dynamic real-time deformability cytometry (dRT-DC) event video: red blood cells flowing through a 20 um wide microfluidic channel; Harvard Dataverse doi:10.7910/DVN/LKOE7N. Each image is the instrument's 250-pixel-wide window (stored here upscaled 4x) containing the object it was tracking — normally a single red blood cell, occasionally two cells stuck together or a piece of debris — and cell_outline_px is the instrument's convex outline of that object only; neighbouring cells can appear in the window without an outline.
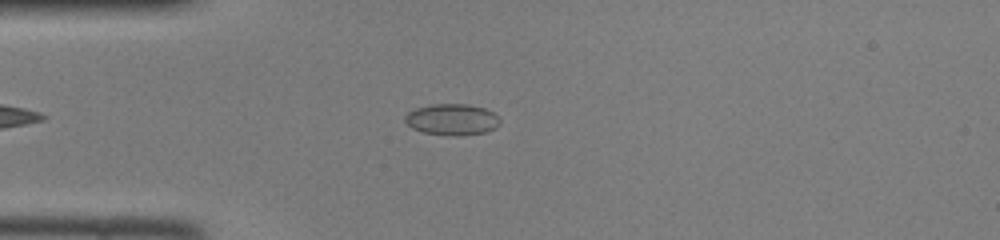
{"species": "common noctule bat (a hibernating species)", "species_latin": "Nyctalus noctula", "temperature_condition": "room temperature", "stored_images_in_passage": 40, "camera_frame_rate_fps": 3000, "um_per_image_px": 0.085, "animal": {"sex": "female", "body_mass_g": 22.0, "forearm_length_mm": 56.7}, "frame": {"image": 1, "passage_image": 9, "time_ms": 2.667, "image_size_px": [1000, 240], "cell_outline_px": [[500, 124], [496, 128], [484, 132], [456, 136], [424, 132], [412, 128], [404, 120], [404, 116], [408, 112], [416, 108], [432, 104], [468, 104], [484, 108], [492, 112], [500, 120]], "centroid_in_image_um": [38.42, 10.15], "position_along_channel_um": 46.6, "area_um2": 17.17}}
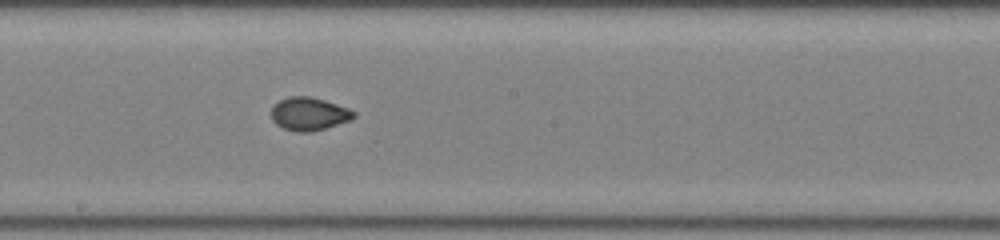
{"frame": {"image": 2, "passage_image": 22, "time_ms": 7.0, "image_size_px": [1000, 240], "cell_outline_px": [[356, 116], [348, 120], [324, 128], [308, 132], [296, 132], [284, 128], [276, 124], [272, 120], [272, 108], [280, 100], [288, 96], [308, 96], [324, 100], [348, 108], [356, 112]], "centroid_in_image_um": [26.25, 9.67], "position_along_channel_um": 222.0, "area_um2": 15.61}}
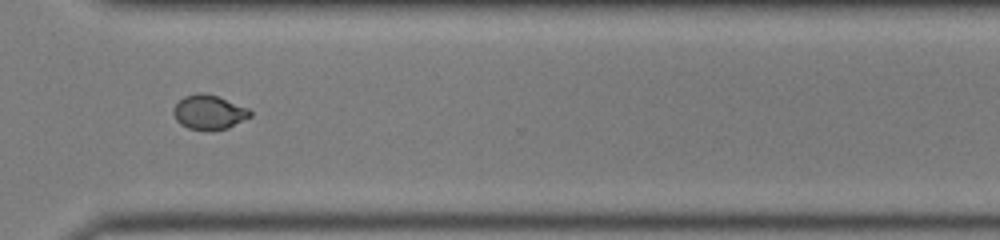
{"frame": {"image": 3, "passage_image": 31, "time_ms": 10.0, "image_size_px": [1000, 240], "cell_outline_px": [[252, 116], [228, 128], [208, 132], [188, 128], [180, 124], [176, 120], [172, 112], [172, 108], [184, 96], [200, 92], [204, 92], [216, 96], [248, 108], [252, 112]], "centroid_in_image_um": [17.74, 9.56], "position_along_channel_um": 352.9, "area_um2": 15.61}}